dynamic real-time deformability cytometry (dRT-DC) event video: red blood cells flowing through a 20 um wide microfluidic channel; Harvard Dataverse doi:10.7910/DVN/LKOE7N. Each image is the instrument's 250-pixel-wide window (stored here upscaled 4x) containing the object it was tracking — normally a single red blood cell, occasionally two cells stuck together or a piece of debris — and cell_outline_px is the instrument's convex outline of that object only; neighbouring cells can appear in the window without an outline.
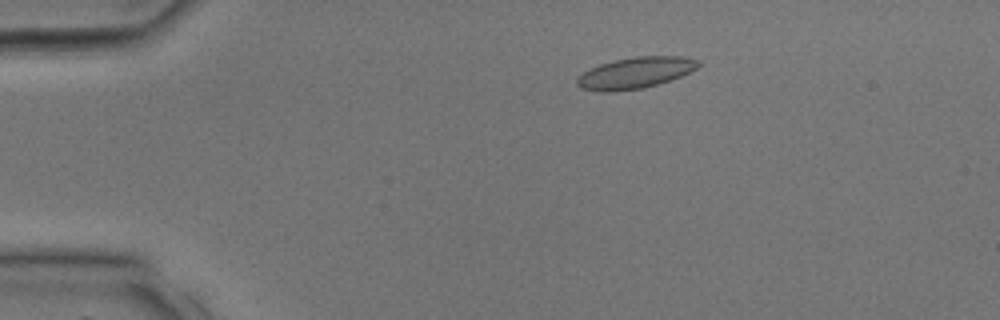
{"species": "common noctule bat (a hibernating species)", "species_latin": "Nyctalus noctula", "temperature_condition": "room temperature", "stored_images_in_passage": 34, "camera_frame_rate_fps": 3000, "um_per_image_px": 0.085, "animal": {"sex": "male", "body_mass_g": 17.9, "forearm_length_mm": 54.2}, "frame": {"image": 1, "passage_image": 7, "time_ms": 2.0, "image_size_px": [1000, 320], "cell_outline_px": [[700, 64], [696, 68], [680, 76], [644, 88], [612, 92], [600, 92], [580, 88], [576, 84], [576, 80], [584, 72], [600, 64], [612, 60], [636, 56], [680, 56], [700, 60]], "centroid_in_image_um": [53.97, 6.19], "position_along_channel_um": 31.0, "area_um2": 21.96}}
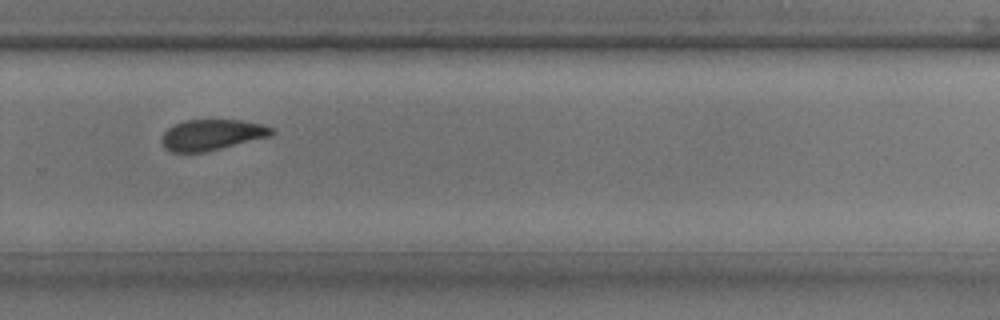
{"frame": {"image": 2, "passage_image": 24, "time_ms": 7.667, "image_size_px": [1000, 320], "cell_outline_px": [[276, 132], [272, 136], [204, 152], [172, 152], [164, 148], [160, 140], [164, 132], [168, 128], [184, 120], [240, 120], [260, 124], [272, 128]], "centroid_in_image_um": [18.0, 11.46], "position_along_channel_um": 311.8, "area_um2": 19.71}}
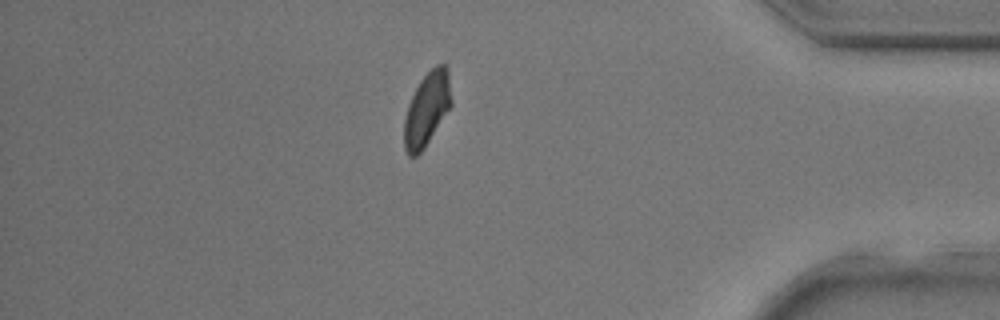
{"frame": {"image": 3, "passage_image": 30, "time_ms": 9.667, "image_size_px": [1000, 320], "cell_outline_px": [[452, 104], [424, 148], [416, 156], [408, 156], [404, 148], [404, 120], [408, 104], [420, 80], [436, 64], [444, 64], [448, 68], [452, 100]], "centroid_in_image_um": [36.29, 9.26], "position_along_channel_um": 398.9, "area_um2": 20.11}}